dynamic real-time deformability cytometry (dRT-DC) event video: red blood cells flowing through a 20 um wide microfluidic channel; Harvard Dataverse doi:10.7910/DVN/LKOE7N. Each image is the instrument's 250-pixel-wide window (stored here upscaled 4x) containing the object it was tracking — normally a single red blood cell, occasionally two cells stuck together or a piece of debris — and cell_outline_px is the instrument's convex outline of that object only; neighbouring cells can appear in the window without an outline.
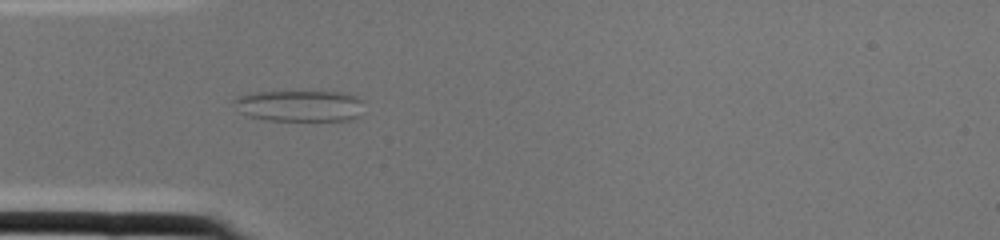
{"species": "common noctule bat (a hibernating species)", "species_latin": "Nyctalus noctula", "temperature_condition": "cold", "stored_images_in_passage": 2, "camera_frame_rate_fps": 3000, "um_per_image_px": 0.085, "animal": {"sex": "female", "body_mass_g": 22.0, "forearm_length_mm": 56.7}, "frame": {"image": 1, "passage_image": 2, "time_ms": 0.333, "image_size_px": [1000, 240], "cell_outline_px": [[364, 100], [356, 116], [352, 120], [264, 120], [248, 116], [240, 112], [232, 100], [236, 96], [256, 92], [340, 92], [356, 96]], "centroid_in_image_um": [25.42, 8.99], "position_along_channel_um": 59.6, "area_um2": 23.52}}